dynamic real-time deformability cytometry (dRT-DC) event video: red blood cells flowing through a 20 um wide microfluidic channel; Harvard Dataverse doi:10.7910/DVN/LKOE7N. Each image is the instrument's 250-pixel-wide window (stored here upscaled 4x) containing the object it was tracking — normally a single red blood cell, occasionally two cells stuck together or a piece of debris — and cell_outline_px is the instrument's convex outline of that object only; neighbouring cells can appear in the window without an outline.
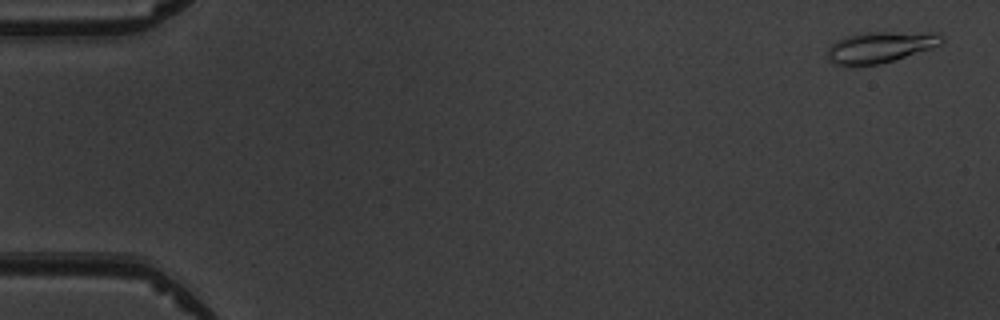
{"species": "common noctule bat (a hibernating species)", "species_latin": "Nyctalus noctula", "temperature_condition": "warm", "stored_images_in_passage": 5, "camera_frame_rate_fps": 3000, "um_per_image_px": 0.085, "animal": {"sex": "male", "body_mass_g": 19.5, "forearm_length_mm": 54.6}, "frame": {"image": 1, "passage_image": 1, "time_ms": 0.0, "image_size_px": [1000, 320], "cell_outline_px": [[944, 40], [940, 44], [880, 64], [860, 68], [844, 68], [832, 64], [828, 60], [828, 48], [836, 40], [848, 36], [864, 32], [940, 32], [944, 36]], "centroid_in_image_um": [74.73, 4.04], "position_along_channel_um": 10.3, "area_um2": 21.21}}
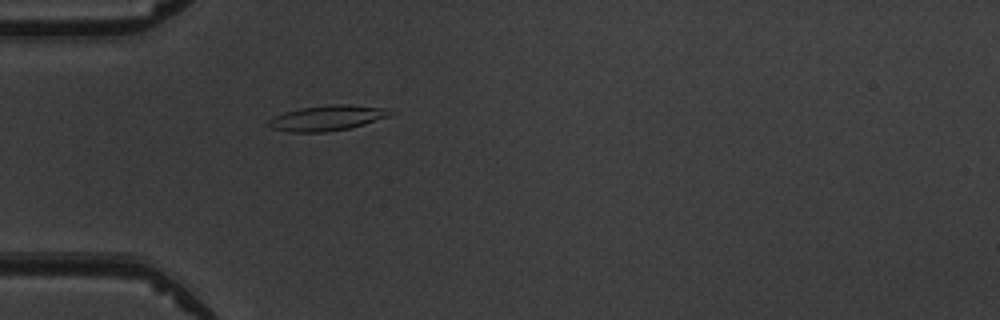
{"frame": {"image": 2, "passage_image": 5, "time_ms": 4.667, "image_size_px": [1000, 320], "cell_outline_px": [[396, 112], [392, 116], [364, 124], [348, 128], [324, 132], [292, 132], [268, 128], [264, 124], [268, 120], [284, 112], [300, 108], [336, 104], [348, 104], [384, 108]], "centroid_in_image_um": [27.8, 10.03], "position_along_channel_um": 57.2, "area_um2": 18.03}}